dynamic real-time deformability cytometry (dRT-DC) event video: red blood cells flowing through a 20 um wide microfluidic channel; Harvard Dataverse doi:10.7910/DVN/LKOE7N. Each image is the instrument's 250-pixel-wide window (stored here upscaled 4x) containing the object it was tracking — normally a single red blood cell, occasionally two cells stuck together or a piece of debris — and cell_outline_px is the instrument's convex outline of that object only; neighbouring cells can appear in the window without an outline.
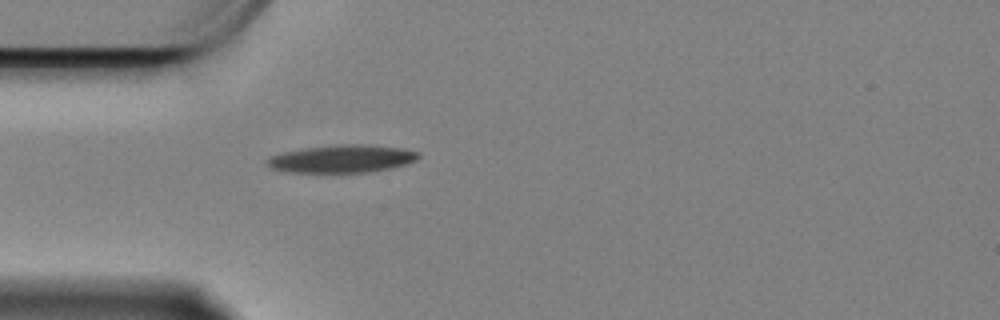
{"species": "Egyptian fruit bat (a non-hibernating species)", "species_latin": "Rousettus aegyptiacus", "temperature_condition": "cold", "stored_images_in_passage": 37, "camera_frame_rate_fps": 3000, "um_per_image_px": 0.085, "animal": {"sex": "female"}, "frame": {"image": 1, "passage_image": 1, "time_ms": 0.0, "image_size_px": [1000, 320], "cell_outline_px": [[420, 156], [416, 160], [392, 168], [368, 172], [288, 172], [272, 168], [264, 160], [268, 156], [284, 152], [304, 148], [336, 144], [368, 144], [404, 148], [420, 152]], "centroid_in_image_um": [29.08, 13.48], "position_along_channel_um": 55.9, "area_um2": 24.62}}
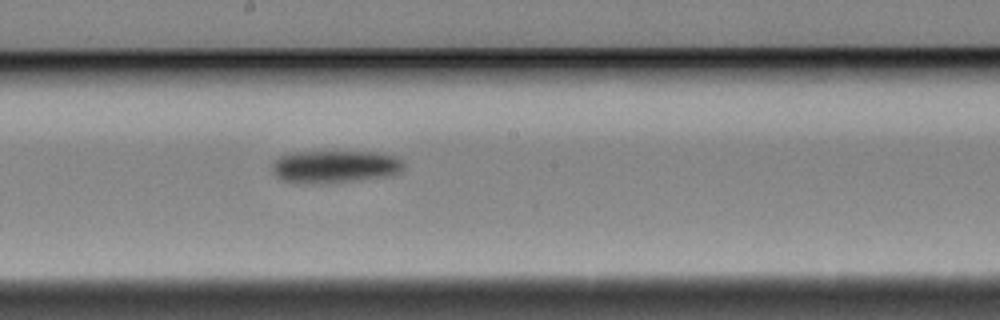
{"frame": {"image": 2, "passage_image": 16, "time_ms": 5.0, "image_size_px": [1000, 320], "cell_outline_px": [[404, 168], [400, 172], [392, 176], [360, 180], [324, 184], [308, 184], [280, 180], [272, 172], [272, 160], [288, 152], [376, 152], [396, 156], [404, 164]], "centroid_in_image_um": [28.44, 14.18], "position_along_channel_um": 219.8, "area_um2": 25.55}}
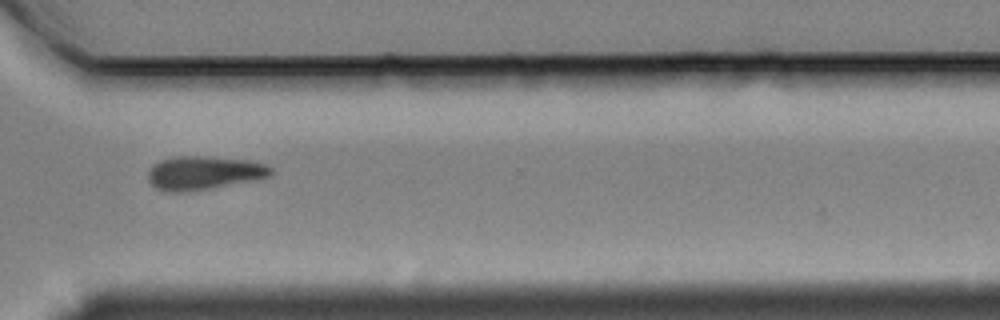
{"frame": {"image": 3, "passage_image": 28, "time_ms": 9.0, "image_size_px": [1000, 320], "cell_outline_px": [[272, 176], [208, 188], [180, 192], [160, 192], [148, 180], [148, 172], [152, 164], [160, 160], [180, 156], [196, 156], [248, 160], [264, 164], [272, 168]], "centroid_in_image_um": [17.27, 14.69], "position_along_channel_um": 353.3, "area_um2": 23.7}, "authors_computed_cell_mechanics": {"area_um2": 24.565, "velocity_mm_per_s": 3.34, "shape_relaxation_time_tau1_ms": 2.1061, "shape_relaxation_time_tau2_ms": null, "deformation_change_tau1": 0.1248, "deformation_change_tau2": null}}